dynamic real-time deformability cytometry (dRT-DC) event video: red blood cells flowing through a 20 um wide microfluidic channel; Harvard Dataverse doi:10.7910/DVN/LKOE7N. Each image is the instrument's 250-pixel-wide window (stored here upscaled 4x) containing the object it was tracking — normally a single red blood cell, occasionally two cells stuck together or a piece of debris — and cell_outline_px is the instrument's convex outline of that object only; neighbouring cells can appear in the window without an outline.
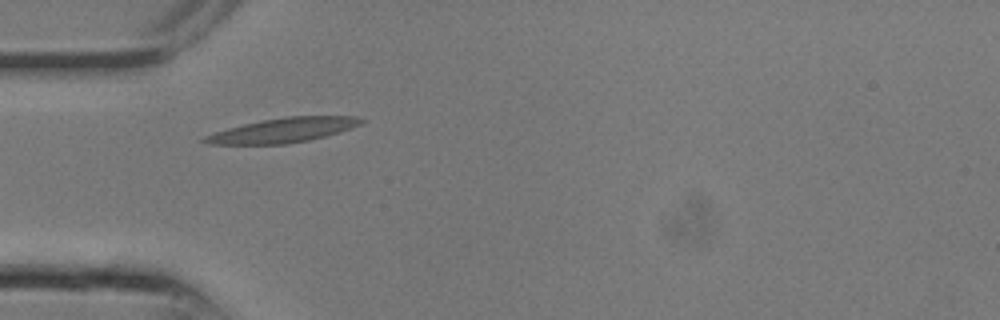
{"species": "common noctule bat (a hibernating species)", "species_latin": "Nyctalus noctula", "temperature_condition": "room temperature", "stored_images_in_passage": 4, "camera_frame_rate_fps": 3000, "um_per_image_px": 0.085, "animal": {"sex": "male", "body_mass_g": 13.3}, "frame": {"image": 1, "passage_image": 1, "time_ms": 0.0, "image_size_px": [1000, 320], "cell_outline_px": [[364, 120], [360, 124], [352, 128], [340, 132], [308, 140], [284, 144], [208, 144], [200, 140], [204, 136], [228, 128], [260, 120], [284, 116], [360, 116]], "centroid_in_image_um": [24.07, 11.06], "position_along_channel_um": 60.9, "area_um2": 22.31}}
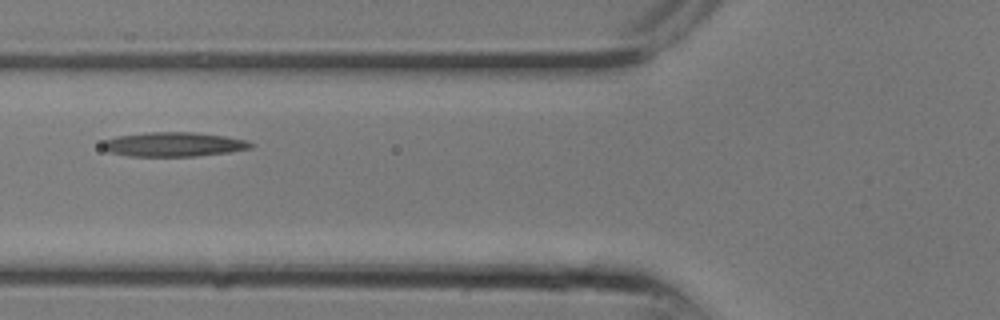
{"frame": {"image": 2, "passage_image": 3, "time_ms": 0.667, "image_size_px": [1000, 320], "cell_outline_px": [[256, 144], [252, 148], [228, 152], [196, 156], [128, 156], [108, 152], [100, 148], [100, 144], [104, 140], [116, 136], [148, 132], [192, 132], [224, 136], [248, 140]], "centroid_in_image_um": [14.72, 12.27], "position_along_channel_um": 111.1, "area_um2": 21.27}}